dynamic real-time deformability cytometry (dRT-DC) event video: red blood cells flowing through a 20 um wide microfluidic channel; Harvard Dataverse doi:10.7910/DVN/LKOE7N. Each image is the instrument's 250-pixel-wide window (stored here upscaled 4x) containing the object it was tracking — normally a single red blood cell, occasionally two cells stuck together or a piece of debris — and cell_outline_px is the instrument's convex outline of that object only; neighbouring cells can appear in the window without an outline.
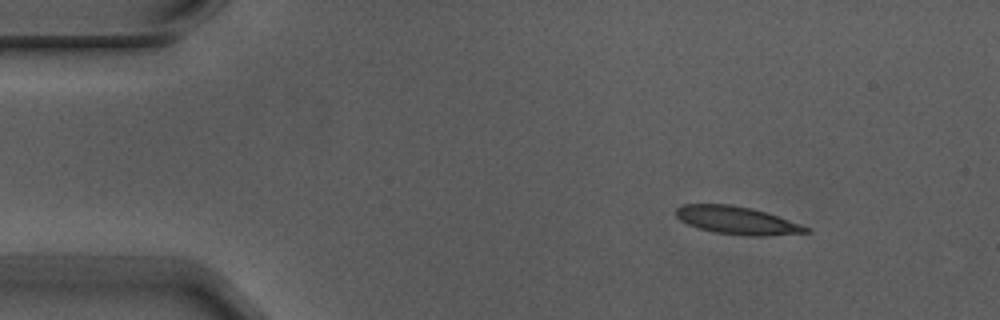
{"species": "Egyptian fruit bat (a non-hibernating species)", "species_latin": "Rousettus aegyptiacus", "temperature_condition": "warm", "stored_images_in_passage": 3, "camera_frame_rate_fps": 3000, "um_per_image_px": 0.085, "animal": {"sex": "male"}, "frame": {"image": 1, "passage_image": 1, "time_ms": 0.0, "image_size_px": [1000, 320], "cell_outline_px": [[812, 232], [768, 236], [748, 236], [716, 232], [700, 228], [688, 224], [680, 220], [676, 216], [676, 208], [684, 204], [732, 204], [764, 212], [812, 228]], "centroid_in_image_um": [62.67, 18.74], "position_along_channel_um": 22.3, "area_um2": 20.87}}